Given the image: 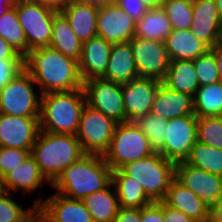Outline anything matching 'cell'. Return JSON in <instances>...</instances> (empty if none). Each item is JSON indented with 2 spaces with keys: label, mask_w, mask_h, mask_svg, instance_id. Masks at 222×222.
<instances>
[{
  "label": "cell",
  "mask_w": 222,
  "mask_h": 222,
  "mask_svg": "<svg viewBox=\"0 0 222 222\" xmlns=\"http://www.w3.org/2000/svg\"><path fill=\"white\" fill-rule=\"evenodd\" d=\"M23 69L32 76L41 95L71 92L83 85L78 61L50 47L29 50L23 57Z\"/></svg>",
  "instance_id": "6da1fadb"
},
{
  "label": "cell",
  "mask_w": 222,
  "mask_h": 222,
  "mask_svg": "<svg viewBox=\"0 0 222 222\" xmlns=\"http://www.w3.org/2000/svg\"><path fill=\"white\" fill-rule=\"evenodd\" d=\"M112 182V169L103 155L85 153L65 169L51 185L56 193L83 200L105 189Z\"/></svg>",
  "instance_id": "7a4b0ae2"
},
{
  "label": "cell",
  "mask_w": 222,
  "mask_h": 222,
  "mask_svg": "<svg viewBox=\"0 0 222 222\" xmlns=\"http://www.w3.org/2000/svg\"><path fill=\"white\" fill-rule=\"evenodd\" d=\"M84 154L76 135L54 134L41 130L31 149V155L50 186Z\"/></svg>",
  "instance_id": "3957f363"
},
{
  "label": "cell",
  "mask_w": 222,
  "mask_h": 222,
  "mask_svg": "<svg viewBox=\"0 0 222 222\" xmlns=\"http://www.w3.org/2000/svg\"><path fill=\"white\" fill-rule=\"evenodd\" d=\"M85 105L83 88L41 95L40 130L54 134L76 135L79 118Z\"/></svg>",
  "instance_id": "277c9868"
},
{
  "label": "cell",
  "mask_w": 222,
  "mask_h": 222,
  "mask_svg": "<svg viewBox=\"0 0 222 222\" xmlns=\"http://www.w3.org/2000/svg\"><path fill=\"white\" fill-rule=\"evenodd\" d=\"M134 181L141 184L146 195L153 201H163L175 179V163L159 152L128 163L121 168Z\"/></svg>",
  "instance_id": "5b68a950"
},
{
  "label": "cell",
  "mask_w": 222,
  "mask_h": 222,
  "mask_svg": "<svg viewBox=\"0 0 222 222\" xmlns=\"http://www.w3.org/2000/svg\"><path fill=\"white\" fill-rule=\"evenodd\" d=\"M154 153L146 135L134 121L117 123L104 160L112 170Z\"/></svg>",
  "instance_id": "8992f818"
},
{
  "label": "cell",
  "mask_w": 222,
  "mask_h": 222,
  "mask_svg": "<svg viewBox=\"0 0 222 222\" xmlns=\"http://www.w3.org/2000/svg\"><path fill=\"white\" fill-rule=\"evenodd\" d=\"M24 69L0 91V113L17 117H40L41 94ZM36 87V88H35Z\"/></svg>",
  "instance_id": "52a82bcc"
},
{
  "label": "cell",
  "mask_w": 222,
  "mask_h": 222,
  "mask_svg": "<svg viewBox=\"0 0 222 222\" xmlns=\"http://www.w3.org/2000/svg\"><path fill=\"white\" fill-rule=\"evenodd\" d=\"M117 122L85 105L79 118L76 137L85 153L104 155L112 140Z\"/></svg>",
  "instance_id": "ba28073f"
},
{
  "label": "cell",
  "mask_w": 222,
  "mask_h": 222,
  "mask_svg": "<svg viewBox=\"0 0 222 222\" xmlns=\"http://www.w3.org/2000/svg\"><path fill=\"white\" fill-rule=\"evenodd\" d=\"M18 21L24 30L29 50L49 47L56 11L38 3L16 0Z\"/></svg>",
  "instance_id": "9c48e42d"
},
{
  "label": "cell",
  "mask_w": 222,
  "mask_h": 222,
  "mask_svg": "<svg viewBox=\"0 0 222 222\" xmlns=\"http://www.w3.org/2000/svg\"><path fill=\"white\" fill-rule=\"evenodd\" d=\"M86 105L100 111L117 123L126 122L122 84L93 78L82 85Z\"/></svg>",
  "instance_id": "30bf717a"
},
{
  "label": "cell",
  "mask_w": 222,
  "mask_h": 222,
  "mask_svg": "<svg viewBox=\"0 0 222 222\" xmlns=\"http://www.w3.org/2000/svg\"><path fill=\"white\" fill-rule=\"evenodd\" d=\"M197 120L195 114L169 119L159 153L174 163L185 161L197 142Z\"/></svg>",
  "instance_id": "8fae6325"
},
{
  "label": "cell",
  "mask_w": 222,
  "mask_h": 222,
  "mask_svg": "<svg viewBox=\"0 0 222 222\" xmlns=\"http://www.w3.org/2000/svg\"><path fill=\"white\" fill-rule=\"evenodd\" d=\"M139 77L163 81L170 64L165 43L133 37L129 41Z\"/></svg>",
  "instance_id": "7c38bea8"
},
{
  "label": "cell",
  "mask_w": 222,
  "mask_h": 222,
  "mask_svg": "<svg viewBox=\"0 0 222 222\" xmlns=\"http://www.w3.org/2000/svg\"><path fill=\"white\" fill-rule=\"evenodd\" d=\"M175 179L209 206L222 196V176L198 169L184 161L175 163Z\"/></svg>",
  "instance_id": "4fadbf2b"
},
{
  "label": "cell",
  "mask_w": 222,
  "mask_h": 222,
  "mask_svg": "<svg viewBox=\"0 0 222 222\" xmlns=\"http://www.w3.org/2000/svg\"><path fill=\"white\" fill-rule=\"evenodd\" d=\"M39 119L0 113V147L31 150L40 131Z\"/></svg>",
  "instance_id": "5bb4252c"
},
{
  "label": "cell",
  "mask_w": 222,
  "mask_h": 222,
  "mask_svg": "<svg viewBox=\"0 0 222 222\" xmlns=\"http://www.w3.org/2000/svg\"><path fill=\"white\" fill-rule=\"evenodd\" d=\"M160 83L154 78L138 77L122 84L126 122L136 121L151 112Z\"/></svg>",
  "instance_id": "9a60e30c"
},
{
  "label": "cell",
  "mask_w": 222,
  "mask_h": 222,
  "mask_svg": "<svg viewBox=\"0 0 222 222\" xmlns=\"http://www.w3.org/2000/svg\"><path fill=\"white\" fill-rule=\"evenodd\" d=\"M47 222H94L84 202L59 193L36 198L33 203Z\"/></svg>",
  "instance_id": "2e32d148"
},
{
  "label": "cell",
  "mask_w": 222,
  "mask_h": 222,
  "mask_svg": "<svg viewBox=\"0 0 222 222\" xmlns=\"http://www.w3.org/2000/svg\"><path fill=\"white\" fill-rule=\"evenodd\" d=\"M136 21L115 3L98 10L97 36L109 43L129 42L135 36Z\"/></svg>",
  "instance_id": "e0dca14e"
},
{
  "label": "cell",
  "mask_w": 222,
  "mask_h": 222,
  "mask_svg": "<svg viewBox=\"0 0 222 222\" xmlns=\"http://www.w3.org/2000/svg\"><path fill=\"white\" fill-rule=\"evenodd\" d=\"M112 44L100 36L83 42L78 69L82 82L101 78L107 69Z\"/></svg>",
  "instance_id": "ac0fdd59"
},
{
  "label": "cell",
  "mask_w": 222,
  "mask_h": 222,
  "mask_svg": "<svg viewBox=\"0 0 222 222\" xmlns=\"http://www.w3.org/2000/svg\"><path fill=\"white\" fill-rule=\"evenodd\" d=\"M46 182L50 184L41 174L34 157L30 154L22 164L7 172L0 179V188L12 194L23 191L22 193L29 196Z\"/></svg>",
  "instance_id": "d6986e66"
},
{
  "label": "cell",
  "mask_w": 222,
  "mask_h": 222,
  "mask_svg": "<svg viewBox=\"0 0 222 222\" xmlns=\"http://www.w3.org/2000/svg\"><path fill=\"white\" fill-rule=\"evenodd\" d=\"M193 18L190 30L210 49L215 45L218 28L222 22L219 18L214 0H192Z\"/></svg>",
  "instance_id": "ffe728a7"
},
{
  "label": "cell",
  "mask_w": 222,
  "mask_h": 222,
  "mask_svg": "<svg viewBox=\"0 0 222 222\" xmlns=\"http://www.w3.org/2000/svg\"><path fill=\"white\" fill-rule=\"evenodd\" d=\"M163 201L195 222H209L210 206L176 179L172 181Z\"/></svg>",
  "instance_id": "44dd1931"
},
{
  "label": "cell",
  "mask_w": 222,
  "mask_h": 222,
  "mask_svg": "<svg viewBox=\"0 0 222 222\" xmlns=\"http://www.w3.org/2000/svg\"><path fill=\"white\" fill-rule=\"evenodd\" d=\"M138 77L139 74L130 43L112 44L107 69L101 78L123 84Z\"/></svg>",
  "instance_id": "7402d4cb"
},
{
  "label": "cell",
  "mask_w": 222,
  "mask_h": 222,
  "mask_svg": "<svg viewBox=\"0 0 222 222\" xmlns=\"http://www.w3.org/2000/svg\"><path fill=\"white\" fill-rule=\"evenodd\" d=\"M151 113L168 120L194 114L193 97L173 91L161 82L154 97Z\"/></svg>",
  "instance_id": "603a6c76"
},
{
  "label": "cell",
  "mask_w": 222,
  "mask_h": 222,
  "mask_svg": "<svg viewBox=\"0 0 222 222\" xmlns=\"http://www.w3.org/2000/svg\"><path fill=\"white\" fill-rule=\"evenodd\" d=\"M99 8L72 0L61 13L68 19L76 37L88 41L97 36V18Z\"/></svg>",
  "instance_id": "cb8c5ba5"
},
{
  "label": "cell",
  "mask_w": 222,
  "mask_h": 222,
  "mask_svg": "<svg viewBox=\"0 0 222 222\" xmlns=\"http://www.w3.org/2000/svg\"><path fill=\"white\" fill-rule=\"evenodd\" d=\"M164 43L170 60H194L210 50L190 29L172 30Z\"/></svg>",
  "instance_id": "d4e9b609"
},
{
  "label": "cell",
  "mask_w": 222,
  "mask_h": 222,
  "mask_svg": "<svg viewBox=\"0 0 222 222\" xmlns=\"http://www.w3.org/2000/svg\"><path fill=\"white\" fill-rule=\"evenodd\" d=\"M112 183L121 207L141 209L153 202L146 195L141 184L134 181V178L122 169L112 170Z\"/></svg>",
  "instance_id": "484cf974"
},
{
  "label": "cell",
  "mask_w": 222,
  "mask_h": 222,
  "mask_svg": "<svg viewBox=\"0 0 222 222\" xmlns=\"http://www.w3.org/2000/svg\"><path fill=\"white\" fill-rule=\"evenodd\" d=\"M82 44L83 42L76 37L71 29L68 19L61 12H57L53 17L49 47L79 61Z\"/></svg>",
  "instance_id": "4316f807"
},
{
  "label": "cell",
  "mask_w": 222,
  "mask_h": 222,
  "mask_svg": "<svg viewBox=\"0 0 222 222\" xmlns=\"http://www.w3.org/2000/svg\"><path fill=\"white\" fill-rule=\"evenodd\" d=\"M169 89L194 96L200 87L193 60H170L165 79Z\"/></svg>",
  "instance_id": "83f0119b"
},
{
  "label": "cell",
  "mask_w": 222,
  "mask_h": 222,
  "mask_svg": "<svg viewBox=\"0 0 222 222\" xmlns=\"http://www.w3.org/2000/svg\"><path fill=\"white\" fill-rule=\"evenodd\" d=\"M82 201L94 222H112L120 208L112 182L105 189L88 195Z\"/></svg>",
  "instance_id": "f1b7e54d"
},
{
  "label": "cell",
  "mask_w": 222,
  "mask_h": 222,
  "mask_svg": "<svg viewBox=\"0 0 222 222\" xmlns=\"http://www.w3.org/2000/svg\"><path fill=\"white\" fill-rule=\"evenodd\" d=\"M172 30L169 18L162 8H153L148 9L146 14L136 22L134 37L164 42Z\"/></svg>",
  "instance_id": "f546056e"
},
{
  "label": "cell",
  "mask_w": 222,
  "mask_h": 222,
  "mask_svg": "<svg viewBox=\"0 0 222 222\" xmlns=\"http://www.w3.org/2000/svg\"><path fill=\"white\" fill-rule=\"evenodd\" d=\"M193 107L197 117L222 116V82L200 86L193 96Z\"/></svg>",
  "instance_id": "4dcf8cb0"
},
{
  "label": "cell",
  "mask_w": 222,
  "mask_h": 222,
  "mask_svg": "<svg viewBox=\"0 0 222 222\" xmlns=\"http://www.w3.org/2000/svg\"><path fill=\"white\" fill-rule=\"evenodd\" d=\"M184 162L206 172L222 176V149L197 141Z\"/></svg>",
  "instance_id": "1f68e13d"
},
{
  "label": "cell",
  "mask_w": 222,
  "mask_h": 222,
  "mask_svg": "<svg viewBox=\"0 0 222 222\" xmlns=\"http://www.w3.org/2000/svg\"><path fill=\"white\" fill-rule=\"evenodd\" d=\"M0 36L7 41L21 57H24L29 51L24 30L18 21L15 6L0 16Z\"/></svg>",
  "instance_id": "d6a6232c"
},
{
  "label": "cell",
  "mask_w": 222,
  "mask_h": 222,
  "mask_svg": "<svg viewBox=\"0 0 222 222\" xmlns=\"http://www.w3.org/2000/svg\"><path fill=\"white\" fill-rule=\"evenodd\" d=\"M168 121L167 118L160 117L150 112L145 116L139 117L134 122L148 138L151 149L154 152H159L164 146V129L167 128Z\"/></svg>",
  "instance_id": "836d02e7"
},
{
  "label": "cell",
  "mask_w": 222,
  "mask_h": 222,
  "mask_svg": "<svg viewBox=\"0 0 222 222\" xmlns=\"http://www.w3.org/2000/svg\"><path fill=\"white\" fill-rule=\"evenodd\" d=\"M162 10L168 16L173 30H187L193 18L192 0H163Z\"/></svg>",
  "instance_id": "e575fe53"
},
{
  "label": "cell",
  "mask_w": 222,
  "mask_h": 222,
  "mask_svg": "<svg viewBox=\"0 0 222 222\" xmlns=\"http://www.w3.org/2000/svg\"><path fill=\"white\" fill-rule=\"evenodd\" d=\"M197 141L222 149V116L198 117Z\"/></svg>",
  "instance_id": "d590c367"
},
{
  "label": "cell",
  "mask_w": 222,
  "mask_h": 222,
  "mask_svg": "<svg viewBox=\"0 0 222 222\" xmlns=\"http://www.w3.org/2000/svg\"><path fill=\"white\" fill-rule=\"evenodd\" d=\"M14 195L0 190V222H23L36 210L37 207L34 204L31 208L24 209L15 201Z\"/></svg>",
  "instance_id": "8d00e7d4"
},
{
  "label": "cell",
  "mask_w": 222,
  "mask_h": 222,
  "mask_svg": "<svg viewBox=\"0 0 222 222\" xmlns=\"http://www.w3.org/2000/svg\"><path fill=\"white\" fill-rule=\"evenodd\" d=\"M193 61L199 86H207L220 81L216 59L212 49Z\"/></svg>",
  "instance_id": "74e56055"
},
{
  "label": "cell",
  "mask_w": 222,
  "mask_h": 222,
  "mask_svg": "<svg viewBox=\"0 0 222 222\" xmlns=\"http://www.w3.org/2000/svg\"><path fill=\"white\" fill-rule=\"evenodd\" d=\"M31 150L0 147V179L10 170L22 164Z\"/></svg>",
  "instance_id": "f35d334b"
},
{
  "label": "cell",
  "mask_w": 222,
  "mask_h": 222,
  "mask_svg": "<svg viewBox=\"0 0 222 222\" xmlns=\"http://www.w3.org/2000/svg\"><path fill=\"white\" fill-rule=\"evenodd\" d=\"M23 70V59H0V91Z\"/></svg>",
  "instance_id": "ab89813d"
},
{
  "label": "cell",
  "mask_w": 222,
  "mask_h": 222,
  "mask_svg": "<svg viewBox=\"0 0 222 222\" xmlns=\"http://www.w3.org/2000/svg\"><path fill=\"white\" fill-rule=\"evenodd\" d=\"M114 3L136 22L139 21L148 10L143 0H115Z\"/></svg>",
  "instance_id": "60d3db41"
},
{
  "label": "cell",
  "mask_w": 222,
  "mask_h": 222,
  "mask_svg": "<svg viewBox=\"0 0 222 222\" xmlns=\"http://www.w3.org/2000/svg\"><path fill=\"white\" fill-rule=\"evenodd\" d=\"M141 222H164L163 201L152 202L141 208Z\"/></svg>",
  "instance_id": "b9f144b4"
},
{
  "label": "cell",
  "mask_w": 222,
  "mask_h": 222,
  "mask_svg": "<svg viewBox=\"0 0 222 222\" xmlns=\"http://www.w3.org/2000/svg\"><path fill=\"white\" fill-rule=\"evenodd\" d=\"M163 218L164 222H195L183 212L167 205L163 201Z\"/></svg>",
  "instance_id": "7bdbcfd3"
},
{
  "label": "cell",
  "mask_w": 222,
  "mask_h": 222,
  "mask_svg": "<svg viewBox=\"0 0 222 222\" xmlns=\"http://www.w3.org/2000/svg\"><path fill=\"white\" fill-rule=\"evenodd\" d=\"M112 222H141V209L120 206L117 216Z\"/></svg>",
  "instance_id": "ee69618b"
},
{
  "label": "cell",
  "mask_w": 222,
  "mask_h": 222,
  "mask_svg": "<svg viewBox=\"0 0 222 222\" xmlns=\"http://www.w3.org/2000/svg\"><path fill=\"white\" fill-rule=\"evenodd\" d=\"M26 1L38 3L56 12H61L72 0H26Z\"/></svg>",
  "instance_id": "f6af8a7d"
},
{
  "label": "cell",
  "mask_w": 222,
  "mask_h": 222,
  "mask_svg": "<svg viewBox=\"0 0 222 222\" xmlns=\"http://www.w3.org/2000/svg\"><path fill=\"white\" fill-rule=\"evenodd\" d=\"M0 59H23L11 46L0 36Z\"/></svg>",
  "instance_id": "bcb514c9"
},
{
  "label": "cell",
  "mask_w": 222,
  "mask_h": 222,
  "mask_svg": "<svg viewBox=\"0 0 222 222\" xmlns=\"http://www.w3.org/2000/svg\"><path fill=\"white\" fill-rule=\"evenodd\" d=\"M209 222H222V196L210 205Z\"/></svg>",
  "instance_id": "7dc6e473"
},
{
  "label": "cell",
  "mask_w": 222,
  "mask_h": 222,
  "mask_svg": "<svg viewBox=\"0 0 222 222\" xmlns=\"http://www.w3.org/2000/svg\"><path fill=\"white\" fill-rule=\"evenodd\" d=\"M212 50L214 52V56L216 59L218 75H219L220 81L222 82V48L213 47Z\"/></svg>",
  "instance_id": "c3c4849f"
},
{
  "label": "cell",
  "mask_w": 222,
  "mask_h": 222,
  "mask_svg": "<svg viewBox=\"0 0 222 222\" xmlns=\"http://www.w3.org/2000/svg\"><path fill=\"white\" fill-rule=\"evenodd\" d=\"M76 1L89 4L97 8H103L109 4H113L115 0H76Z\"/></svg>",
  "instance_id": "681fc988"
},
{
  "label": "cell",
  "mask_w": 222,
  "mask_h": 222,
  "mask_svg": "<svg viewBox=\"0 0 222 222\" xmlns=\"http://www.w3.org/2000/svg\"><path fill=\"white\" fill-rule=\"evenodd\" d=\"M16 0H0V16L6 13L10 8L14 7Z\"/></svg>",
  "instance_id": "f907efd6"
},
{
  "label": "cell",
  "mask_w": 222,
  "mask_h": 222,
  "mask_svg": "<svg viewBox=\"0 0 222 222\" xmlns=\"http://www.w3.org/2000/svg\"><path fill=\"white\" fill-rule=\"evenodd\" d=\"M148 9L159 8L163 0H143Z\"/></svg>",
  "instance_id": "816d5d0a"
},
{
  "label": "cell",
  "mask_w": 222,
  "mask_h": 222,
  "mask_svg": "<svg viewBox=\"0 0 222 222\" xmlns=\"http://www.w3.org/2000/svg\"><path fill=\"white\" fill-rule=\"evenodd\" d=\"M214 47L222 48V22L218 28L217 38Z\"/></svg>",
  "instance_id": "f5cc1de1"
},
{
  "label": "cell",
  "mask_w": 222,
  "mask_h": 222,
  "mask_svg": "<svg viewBox=\"0 0 222 222\" xmlns=\"http://www.w3.org/2000/svg\"><path fill=\"white\" fill-rule=\"evenodd\" d=\"M217 7L219 18L222 20V0H214Z\"/></svg>",
  "instance_id": "db71d44e"
},
{
  "label": "cell",
  "mask_w": 222,
  "mask_h": 222,
  "mask_svg": "<svg viewBox=\"0 0 222 222\" xmlns=\"http://www.w3.org/2000/svg\"><path fill=\"white\" fill-rule=\"evenodd\" d=\"M36 222H47L43 216L42 213L36 208Z\"/></svg>",
  "instance_id": "11a10c76"
},
{
  "label": "cell",
  "mask_w": 222,
  "mask_h": 222,
  "mask_svg": "<svg viewBox=\"0 0 222 222\" xmlns=\"http://www.w3.org/2000/svg\"><path fill=\"white\" fill-rule=\"evenodd\" d=\"M23 222H36V210Z\"/></svg>",
  "instance_id": "9f6ffc18"
}]
</instances>
